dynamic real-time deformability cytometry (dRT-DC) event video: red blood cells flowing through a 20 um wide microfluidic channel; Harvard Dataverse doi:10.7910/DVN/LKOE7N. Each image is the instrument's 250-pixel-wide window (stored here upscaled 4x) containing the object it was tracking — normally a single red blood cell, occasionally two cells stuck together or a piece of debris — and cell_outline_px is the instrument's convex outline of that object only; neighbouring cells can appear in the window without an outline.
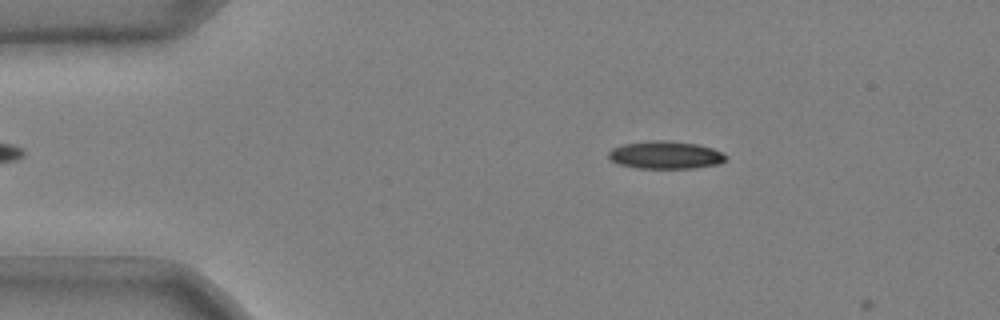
{"species": "common noctule bat (a hibernating species)", "species_latin": "Nyctalus noctula", "temperature_condition": "cold", "stored_images_in_passage": 10, "camera_frame_rate_fps": 3000, "um_per_image_px": 0.085, "animal": {"sex": "male", "body_mass_g": 20.4}, "frame": {"image": 1, "passage_image": 9, "time_ms": 2.667, "image_size_px": [1000, 320], "cell_outline_px": [[728, 160], [720, 164], [692, 168], [636, 168], [620, 164], [612, 160], [608, 156], [608, 152], [612, 148], [624, 144], [656, 140], [664, 140], [696, 144], [712, 148], [728, 156]], "centroid_in_image_um": [56.6, 13.18], "position_along_channel_um": 28.4, "area_um2": 18.84}}